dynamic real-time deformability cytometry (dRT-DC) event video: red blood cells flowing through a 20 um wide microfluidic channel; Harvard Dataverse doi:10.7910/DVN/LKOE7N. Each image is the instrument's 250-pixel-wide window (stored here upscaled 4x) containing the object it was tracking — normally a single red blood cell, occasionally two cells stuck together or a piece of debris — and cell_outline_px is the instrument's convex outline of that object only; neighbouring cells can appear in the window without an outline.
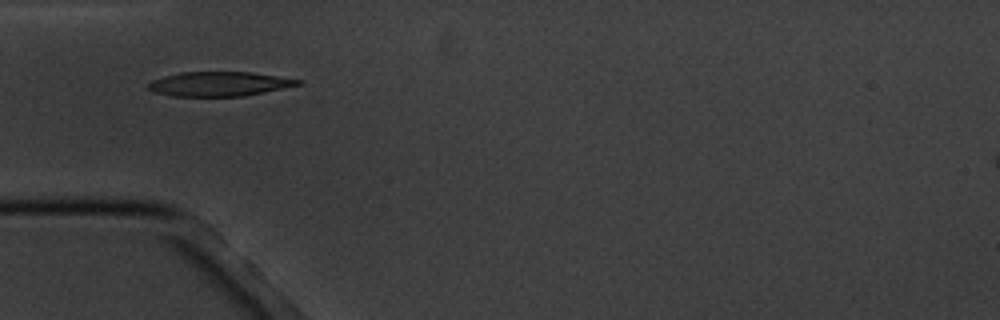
{"species": "common noctule bat (a hibernating species)", "species_latin": "Nyctalus noctula", "temperature_condition": "cold", "stored_images_in_passage": 6, "camera_frame_rate_fps": 3000, "um_per_image_px": 0.085, "animal": {"sex": "male", "body_mass_g": 20.1, "forearm_length_mm": 53.5}, "frame": {"image": 1, "passage_image": 3, "time_ms": 3.333, "image_size_px": [1000, 320], "cell_outline_px": [[304, 80], [300, 84], [264, 92], [244, 96], [172, 96], [156, 92], [148, 88], [148, 84], [152, 80], [164, 76], [180, 72], [252, 72]], "centroid_in_image_um": [18.64, 7.13], "position_along_channel_um": 66.4, "area_um2": 21.15}}
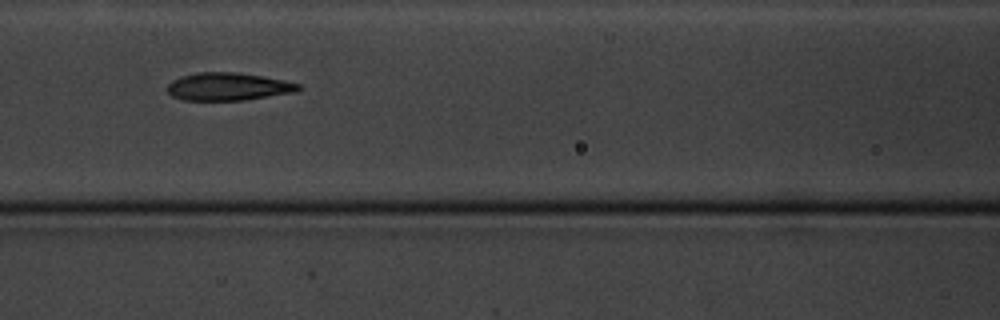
{"frame": {"image": 2, "passage_image": 5, "time_ms": 5.667, "image_size_px": [1000, 320], "cell_outline_px": [[304, 88], [300, 92], [244, 100], [180, 100], [172, 96], [168, 92], [168, 84], [172, 80], [180, 76], [196, 72], [236, 72], [264, 76], [284, 80], [300, 84]], "centroid_in_image_um": [19.45, 7.36], "position_along_channel_um": 147.2, "area_um2": 21.62}}
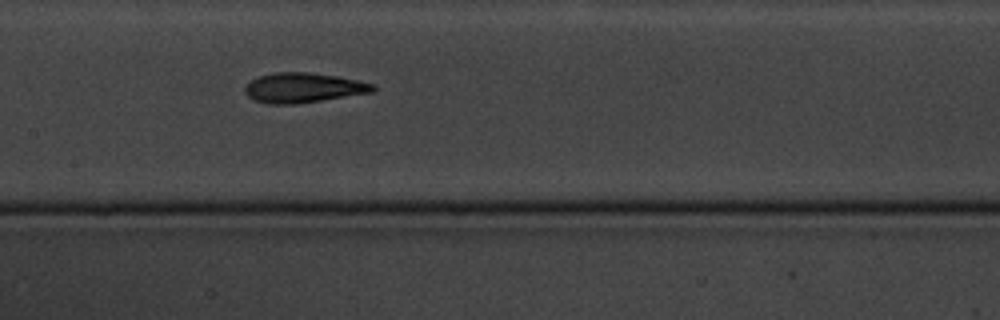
{"frame": {"image": 3, "passage_image": 6, "time_ms": 6.667, "image_size_px": [1000, 320], "cell_outline_px": [[376, 88], [372, 92], [320, 100], [292, 104], [272, 104], [252, 100], [244, 92], [244, 88], [252, 80], [260, 76], [276, 72], [308, 72], [336, 76], [376, 84]], "centroid_in_image_um": [25.76, 7.45], "position_along_channel_um": 181.6, "area_um2": 21.96}}